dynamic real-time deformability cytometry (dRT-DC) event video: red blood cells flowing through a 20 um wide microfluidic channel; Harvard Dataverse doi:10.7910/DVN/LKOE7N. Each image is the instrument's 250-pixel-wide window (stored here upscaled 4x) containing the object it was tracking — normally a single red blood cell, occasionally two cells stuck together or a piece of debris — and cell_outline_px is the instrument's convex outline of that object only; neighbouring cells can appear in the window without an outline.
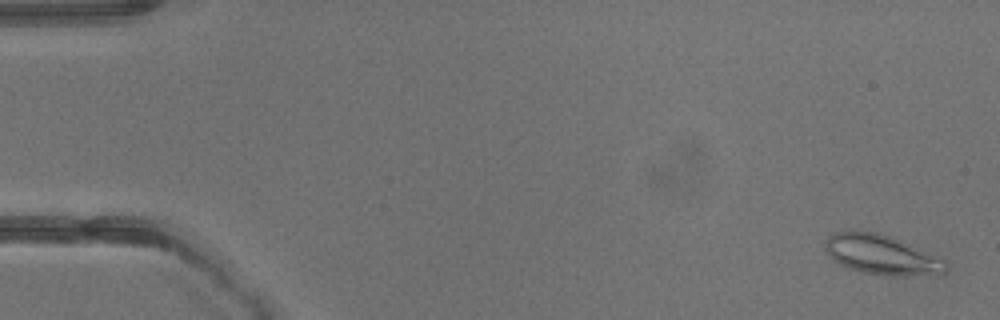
{"species": "common noctule bat (a hibernating species)", "species_latin": "Nyctalus noctula", "temperature_condition": "warm", "stored_images_in_passage": 40, "camera_frame_rate_fps": 3000, "um_per_image_px": 0.085, "animal": {"sex": "male", "body_mass_g": 13.3}, "frame": {"image": 1, "passage_image": 1, "time_ms": 0.0, "image_size_px": [1000, 320], "cell_outline_px": [[948, 272], [888, 276], [860, 272], [848, 268], [832, 260], [828, 252], [824, 240], [828, 236], [836, 232], [848, 228], [852, 228], [880, 232], [944, 260], [948, 264]], "centroid_in_image_um": [74.83, 21.61], "position_along_channel_um": 10.2, "area_um2": 27.86}}
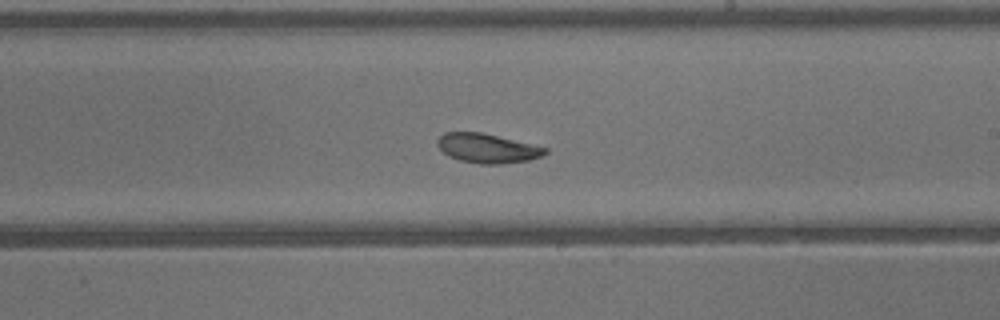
{"frame": {"image": 2, "passage_image": 24, "time_ms": 7.667, "image_size_px": [1000, 320], "cell_outline_px": [[548, 152], [540, 156], [528, 160], [500, 164], [480, 164], [460, 160], [448, 156], [436, 144], [436, 140], [444, 132], [480, 132], [548, 148]], "centroid_in_image_um": [41.39, 12.6], "position_along_channel_um": 247.6, "area_um2": 18.21}}
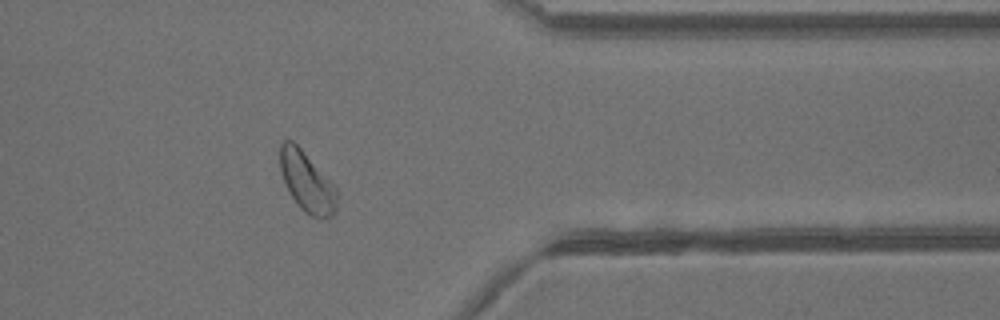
{"frame": {"image": 3, "passage_image": 33, "time_ms": 10.667, "image_size_px": [1000, 320], "cell_outline_px": [[340, 192], [336, 212], [328, 220], [320, 220], [304, 212], [300, 208], [292, 196], [280, 172], [280, 144], [284, 140], [292, 140], [336, 184]], "centroid_in_image_um": [26.18, 15.51], "position_along_channel_um": 385.2, "area_um2": 20.58}}